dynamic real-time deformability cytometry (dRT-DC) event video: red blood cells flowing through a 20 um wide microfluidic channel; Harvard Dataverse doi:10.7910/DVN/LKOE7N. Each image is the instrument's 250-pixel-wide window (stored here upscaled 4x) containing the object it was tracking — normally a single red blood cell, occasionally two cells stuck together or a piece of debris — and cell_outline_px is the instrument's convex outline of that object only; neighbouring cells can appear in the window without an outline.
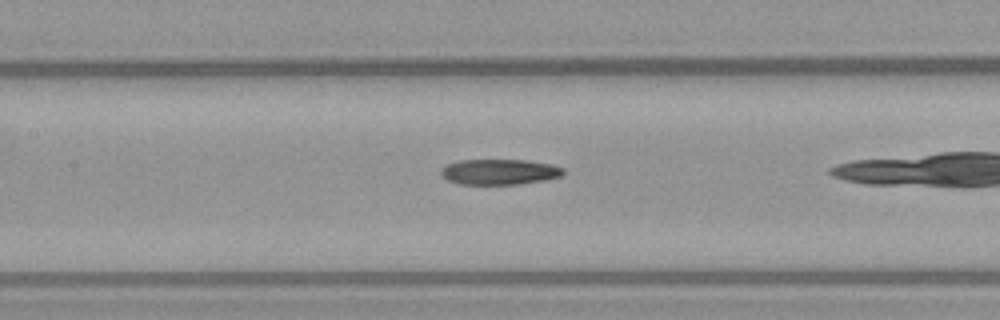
{"species": "common noctule bat (a hibernating species)", "species_latin": "Nyctalus noctula", "temperature_condition": "warm", "stored_images_in_passage": 38, "camera_frame_rate_fps": 3000, "um_per_image_px": 0.085, "animal": {"sex": "female", "body_mass_g": 21.9}, "frame": {"image": 1, "passage_image": 22, "time_ms": 7.0, "image_size_px": [1000, 320], "cell_outline_px": [[564, 172], [560, 176], [544, 180], [520, 184], [460, 184], [448, 180], [440, 172], [448, 164], [460, 160], [528, 160], [552, 164], [564, 168]], "centroid_in_image_um": [42.5, 14.6], "position_along_channel_um": 164.9, "area_um2": 18.03}}
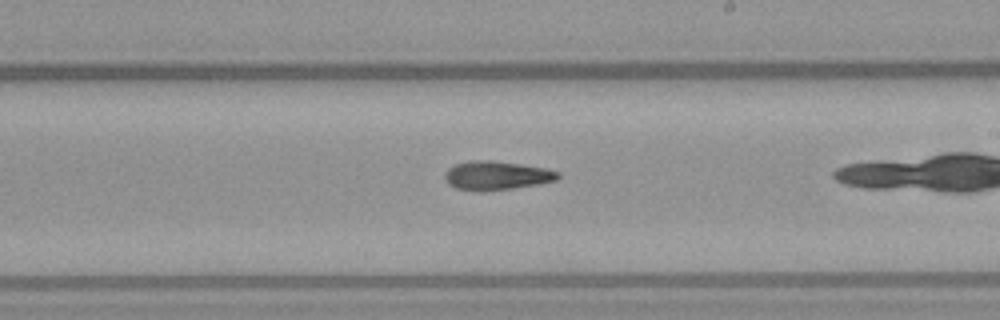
{"frame": {"image": 2, "passage_image": 28, "time_ms": 9.0, "image_size_px": [1000, 320], "cell_outline_px": [[560, 176], [556, 180], [540, 184], [512, 188], [480, 192], [456, 188], [448, 184], [444, 180], [444, 172], [448, 168], [456, 164], [472, 160], [492, 160], [520, 164], [544, 168], [560, 172]], "centroid_in_image_um": [42.17, 14.92], "position_along_channel_um": 246.8, "area_um2": 19.13}}
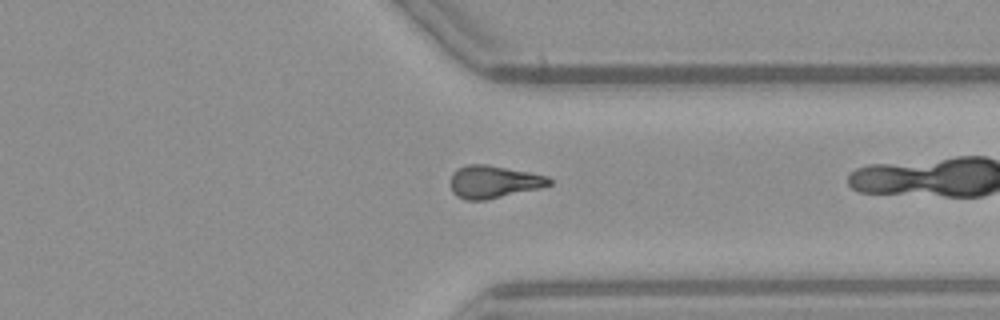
{"frame": {"image": 3, "passage_image": 37, "time_ms": 12.0, "image_size_px": [1000, 320], "cell_outline_px": [[552, 184], [540, 188], [484, 200], [464, 200], [456, 196], [452, 192], [452, 172], [456, 168], [468, 164], [488, 164], [548, 176], [552, 180]], "centroid_in_image_um": [41.95, 15.45], "position_along_channel_um": 369.5, "area_um2": 18.73}}